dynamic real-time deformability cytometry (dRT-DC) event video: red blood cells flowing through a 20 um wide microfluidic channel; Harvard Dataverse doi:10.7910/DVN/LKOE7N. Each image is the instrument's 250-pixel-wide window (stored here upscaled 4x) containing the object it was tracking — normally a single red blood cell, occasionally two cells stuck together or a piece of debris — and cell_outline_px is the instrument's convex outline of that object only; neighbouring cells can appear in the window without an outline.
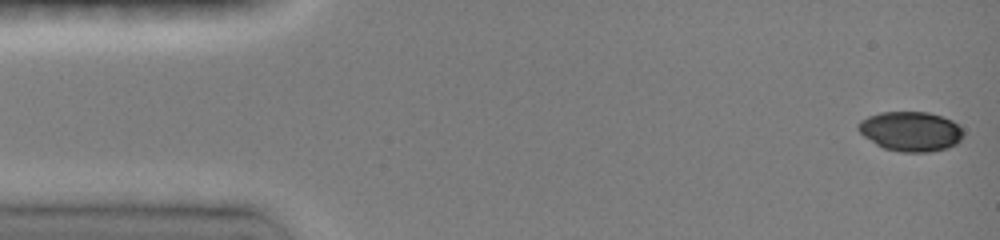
{"species": "common noctule bat (a hibernating species)", "species_latin": "Nyctalus noctula", "temperature_condition": "room temperature", "stored_images_in_passage": 31, "camera_frame_rate_fps": 3000, "um_per_image_px": 0.085, "animal": {"sex": "female", "body_mass_g": 19.0, "forearm_length_mm": 51.5}, "frame": {"image": 1, "passage_image": 1, "time_ms": 0.0, "image_size_px": [1000, 240], "cell_outline_px": [[964, 132], [960, 140], [956, 144], [948, 148], [928, 152], [904, 152], [884, 148], [876, 144], [864, 136], [856, 128], [860, 120], [868, 116], [880, 112], [928, 112], [952, 120]], "centroid_in_image_um": [77.39, 11.16], "position_along_channel_um": 7.6, "area_um2": 24.22}}
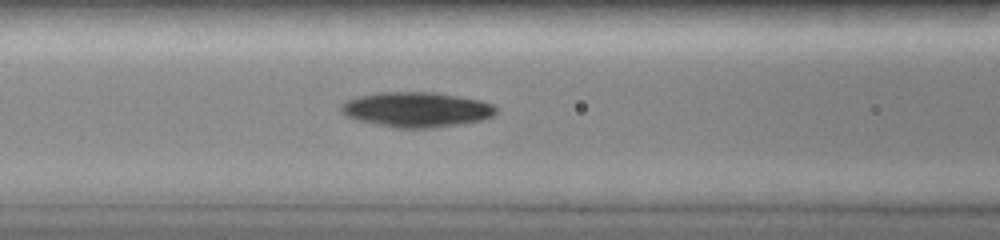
{"frame": {"image": 2, "passage_image": 11, "time_ms": 6.0, "image_size_px": [1000, 240], "cell_outline_px": [[496, 112], [492, 116], [480, 120], [432, 128], [396, 128], [360, 120], [348, 116], [340, 112], [340, 104], [344, 100], [356, 96], [376, 92], [436, 92], [480, 100], [492, 104], [496, 108]], "centroid_in_image_um": [35.35, 9.29], "position_along_channel_um": 131.2, "area_um2": 31.56}}
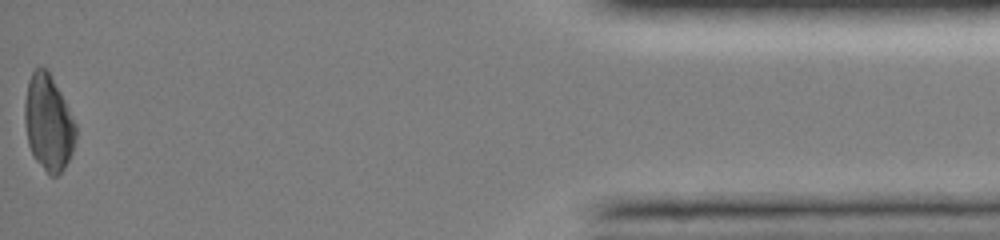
{"frame": {"image": 3, "passage_image": 31, "time_ms": 15.333, "image_size_px": [1000, 240], "cell_outline_px": [[76, 140], [72, 152], [64, 168], [56, 176], [48, 176], [36, 160], [28, 144], [24, 124], [24, 100], [28, 80], [32, 72], [40, 64], [48, 72], [60, 92], [76, 124]], "centroid_in_image_um": [4.09, 10.45], "position_along_channel_um": 431.1, "area_um2": 28.55}, "authors_computed_cell_mechanics": {"area_um2": 29.4202, "velocity_mm_per_s": 4.052, "shape_relaxation_time_tau1_ms": 6.9487, "shape_relaxation_time_tau2_ms": null, "deformation_change_tau1": 0.1233, "deformation_change_tau2": null}}